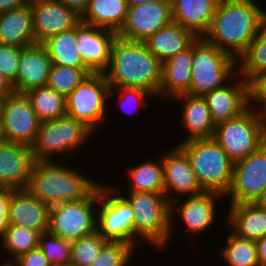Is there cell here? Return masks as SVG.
<instances>
[{
    "label": "cell",
    "mask_w": 266,
    "mask_h": 266,
    "mask_svg": "<svg viewBox=\"0 0 266 266\" xmlns=\"http://www.w3.org/2000/svg\"><path fill=\"white\" fill-rule=\"evenodd\" d=\"M257 0H219L203 38L238 59L266 23V8Z\"/></svg>",
    "instance_id": "6da1fadb"
},
{
    "label": "cell",
    "mask_w": 266,
    "mask_h": 266,
    "mask_svg": "<svg viewBox=\"0 0 266 266\" xmlns=\"http://www.w3.org/2000/svg\"><path fill=\"white\" fill-rule=\"evenodd\" d=\"M161 71L162 62L144 42L117 36L112 45L109 65L103 74L110 88H140L158 99Z\"/></svg>",
    "instance_id": "7a4b0ae2"
},
{
    "label": "cell",
    "mask_w": 266,
    "mask_h": 266,
    "mask_svg": "<svg viewBox=\"0 0 266 266\" xmlns=\"http://www.w3.org/2000/svg\"><path fill=\"white\" fill-rule=\"evenodd\" d=\"M63 161H35L26 187L34 197L49 206L82 200L103 180L101 177L97 181V177L93 178L92 174L89 177L78 166L74 167Z\"/></svg>",
    "instance_id": "3957f363"
},
{
    "label": "cell",
    "mask_w": 266,
    "mask_h": 266,
    "mask_svg": "<svg viewBox=\"0 0 266 266\" xmlns=\"http://www.w3.org/2000/svg\"><path fill=\"white\" fill-rule=\"evenodd\" d=\"M119 193L134 212V239L143 247L148 244L150 248H155L158 253L159 250L169 251L170 202L165 193Z\"/></svg>",
    "instance_id": "277c9868"
},
{
    "label": "cell",
    "mask_w": 266,
    "mask_h": 266,
    "mask_svg": "<svg viewBox=\"0 0 266 266\" xmlns=\"http://www.w3.org/2000/svg\"><path fill=\"white\" fill-rule=\"evenodd\" d=\"M189 157L197 181L204 191L226 196L233 180L234 161L211 138H196L179 143Z\"/></svg>",
    "instance_id": "5b68a950"
},
{
    "label": "cell",
    "mask_w": 266,
    "mask_h": 266,
    "mask_svg": "<svg viewBox=\"0 0 266 266\" xmlns=\"http://www.w3.org/2000/svg\"><path fill=\"white\" fill-rule=\"evenodd\" d=\"M94 135L83 123L68 115L41 122L31 145L34 160L59 161L57 158L62 156L64 159L68 155L75 156L76 152L87 147L86 143L88 140L90 143Z\"/></svg>",
    "instance_id": "8992f818"
},
{
    "label": "cell",
    "mask_w": 266,
    "mask_h": 266,
    "mask_svg": "<svg viewBox=\"0 0 266 266\" xmlns=\"http://www.w3.org/2000/svg\"><path fill=\"white\" fill-rule=\"evenodd\" d=\"M238 74L237 59L199 37L193 43L191 85L188 94L205 96Z\"/></svg>",
    "instance_id": "52a82bcc"
},
{
    "label": "cell",
    "mask_w": 266,
    "mask_h": 266,
    "mask_svg": "<svg viewBox=\"0 0 266 266\" xmlns=\"http://www.w3.org/2000/svg\"><path fill=\"white\" fill-rule=\"evenodd\" d=\"M212 138L234 162L246 158L266 142V116L249 107L241 115L216 124Z\"/></svg>",
    "instance_id": "ba28073f"
},
{
    "label": "cell",
    "mask_w": 266,
    "mask_h": 266,
    "mask_svg": "<svg viewBox=\"0 0 266 266\" xmlns=\"http://www.w3.org/2000/svg\"><path fill=\"white\" fill-rule=\"evenodd\" d=\"M109 90L110 85L103 73L87 75L80 85L66 96V115L83 123L96 134L100 127H104L103 123L109 121Z\"/></svg>",
    "instance_id": "9c48e42d"
},
{
    "label": "cell",
    "mask_w": 266,
    "mask_h": 266,
    "mask_svg": "<svg viewBox=\"0 0 266 266\" xmlns=\"http://www.w3.org/2000/svg\"><path fill=\"white\" fill-rule=\"evenodd\" d=\"M113 182L99 184L97 232L109 241L127 242L143 253L134 239V212L129 202L113 187Z\"/></svg>",
    "instance_id": "30bf717a"
},
{
    "label": "cell",
    "mask_w": 266,
    "mask_h": 266,
    "mask_svg": "<svg viewBox=\"0 0 266 266\" xmlns=\"http://www.w3.org/2000/svg\"><path fill=\"white\" fill-rule=\"evenodd\" d=\"M99 185L84 199L50 206L49 229L67 241H75L97 231Z\"/></svg>",
    "instance_id": "8fae6325"
},
{
    "label": "cell",
    "mask_w": 266,
    "mask_h": 266,
    "mask_svg": "<svg viewBox=\"0 0 266 266\" xmlns=\"http://www.w3.org/2000/svg\"><path fill=\"white\" fill-rule=\"evenodd\" d=\"M183 198L173 200L170 203V244L174 241L172 237H174L177 231L175 228H178L179 223V227L184 226L186 233H191H188L190 236H187L190 239L191 236L192 239L198 238V235H202L201 233L204 234L207 230L213 229L212 226L215 223L219 224L215 218L218 217L217 211L220 212V208L217 209L216 207H219L220 199L225 200V196L213 191H204L201 194ZM178 220L180 221L178 222Z\"/></svg>",
    "instance_id": "7c38bea8"
},
{
    "label": "cell",
    "mask_w": 266,
    "mask_h": 266,
    "mask_svg": "<svg viewBox=\"0 0 266 266\" xmlns=\"http://www.w3.org/2000/svg\"><path fill=\"white\" fill-rule=\"evenodd\" d=\"M265 188L266 142L246 158L234 162L232 185L225 200L229 204L253 203Z\"/></svg>",
    "instance_id": "4fadbf2b"
},
{
    "label": "cell",
    "mask_w": 266,
    "mask_h": 266,
    "mask_svg": "<svg viewBox=\"0 0 266 266\" xmlns=\"http://www.w3.org/2000/svg\"><path fill=\"white\" fill-rule=\"evenodd\" d=\"M0 119L7 142L33 144L41 122L25 94L14 92L5 98Z\"/></svg>",
    "instance_id": "5bb4252c"
},
{
    "label": "cell",
    "mask_w": 266,
    "mask_h": 266,
    "mask_svg": "<svg viewBox=\"0 0 266 266\" xmlns=\"http://www.w3.org/2000/svg\"><path fill=\"white\" fill-rule=\"evenodd\" d=\"M173 21L170 0L128 6V12L118 37L144 42L158 29Z\"/></svg>",
    "instance_id": "9a60e30c"
},
{
    "label": "cell",
    "mask_w": 266,
    "mask_h": 266,
    "mask_svg": "<svg viewBox=\"0 0 266 266\" xmlns=\"http://www.w3.org/2000/svg\"><path fill=\"white\" fill-rule=\"evenodd\" d=\"M162 154L164 193L170 203L181 197L204 192L197 181L189 157L178 145L173 144L170 149L167 147Z\"/></svg>",
    "instance_id": "2e32d148"
},
{
    "label": "cell",
    "mask_w": 266,
    "mask_h": 266,
    "mask_svg": "<svg viewBox=\"0 0 266 266\" xmlns=\"http://www.w3.org/2000/svg\"><path fill=\"white\" fill-rule=\"evenodd\" d=\"M36 44L75 27L81 18L61 0H29Z\"/></svg>",
    "instance_id": "e0dca14e"
},
{
    "label": "cell",
    "mask_w": 266,
    "mask_h": 266,
    "mask_svg": "<svg viewBox=\"0 0 266 266\" xmlns=\"http://www.w3.org/2000/svg\"><path fill=\"white\" fill-rule=\"evenodd\" d=\"M113 30L85 24L76 25L78 51L93 73H103L110 62L112 45L117 38Z\"/></svg>",
    "instance_id": "ac0fdd59"
},
{
    "label": "cell",
    "mask_w": 266,
    "mask_h": 266,
    "mask_svg": "<svg viewBox=\"0 0 266 266\" xmlns=\"http://www.w3.org/2000/svg\"><path fill=\"white\" fill-rule=\"evenodd\" d=\"M34 164L31 146L7 141L0 144V188L26 189Z\"/></svg>",
    "instance_id": "d6986e66"
},
{
    "label": "cell",
    "mask_w": 266,
    "mask_h": 266,
    "mask_svg": "<svg viewBox=\"0 0 266 266\" xmlns=\"http://www.w3.org/2000/svg\"><path fill=\"white\" fill-rule=\"evenodd\" d=\"M213 122L218 124L241 115L250 107L249 83L237 74L223 87L205 96Z\"/></svg>",
    "instance_id": "ffe728a7"
},
{
    "label": "cell",
    "mask_w": 266,
    "mask_h": 266,
    "mask_svg": "<svg viewBox=\"0 0 266 266\" xmlns=\"http://www.w3.org/2000/svg\"><path fill=\"white\" fill-rule=\"evenodd\" d=\"M176 99V100H175ZM173 102L181 105L180 124L184 129V137L180 141L176 140V145L184 141L196 138L213 137L216 124L213 122L211 112L204 96H195L188 93L180 94L172 98ZM179 102H178V101ZM186 132V133H185ZM186 135V136H185Z\"/></svg>",
    "instance_id": "44dd1931"
},
{
    "label": "cell",
    "mask_w": 266,
    "mask_h": 266,
    "mask_svg": "<svg viewBox=\"0 0 266 266\" xmlns=\"http://www.w3.org/2000/svg\"><path fill=\"white\" fill-rule=\"evenodd\" d=\"M52 61L42 44L25 47L21 51L15 81L12 83L15 93L46 86Z\"/></svg>",
    "instance_id": "7402d4cb"
},
{
    "label": "cell",
    "mask_w": 266,
    "mask_h": 266,
    "mask_svg": "<svg viewBox=\"0 0 266 266\" xmlns=\"http://www.w3.org/2000/svg\"><path fill=\"white\" fill-rule=\"evenodd\" d=\"M49 214L50 206L34 197L27 189H10L9 224L42 234L49 229Z\"/></svg>",
    "instance_id": "603a6c76"
},
{
    "label": "cell",
    "mask_w": 266,
    "mask_h": 266,
    "mask_svg": "<svg viewBox=\"0 0 266 266\" xmlns=\"http://www.w3.org/2000/svg\"><path fill=\"white\" fill-rule=\"evenodd\" d=\"M193 44L162 63L158 100L174 98L190 90Z\"/></svg>",
    "instance_id": "cb8c5ba5"
},
{
    "label": "cell",
    "mask_w": 266,
    "mask_h": 266,
    "mask_svg": "<svg viewBox=\"0 0 266 266\" xmlns=\"http://www.w3.org/2000/svg\"><path fill=\"white\" fill-rule=\"evenodd\" d=\"M173 21L198 38L210 29L219 0H170Z\"/></svg>",
    "instance_id": "d4e9b609"
},
{
    "label": "cell",
    "mask_w": 266,
    "mask_h": 266,
    "mask_svg": "<svg viewBox=\"0 0 266 266\" xmlns=\"http://www.w3.org/2000/svg\"><path fill=\"white\" fill-rule=\"evenodd\" d=\"M0 44L22 48L36 44L30 3L0 13Z\"/></svg>",
    "instance_id": "484cf974"
},
{
    "label": "cell",
    "mask_w": 266,
    "mask_h": 266,
    "mask_svg": "<svg viewBox=\"0 0 266 266\" xmlns=\"http://www.w3.org/2000/svg\"><path fill=\"white\" fill-rule=\"evenodd\" d=\"M229 205V206H228ZM224 218L231 231L248 240L258 241L266 236V210L253 203L228 204ZM227 222V223H226Z\"/></svg>",
    "instance_id": "4316f807"
},
{
    "label": "cell",
    "mask_w": 266,
    "mask_h": 266,
    "mask_svg": "<svg viewBox=\"0 0 266 266\" xmlns=\"http://www.w3.org/2000/svg\"><path fill=\"white\" fill-rule=\"evenodd\" d=\"M197 39L192 31L172 21L158 29L144 43L163 63L189 48Z\"/></svg>",
    "instance_id": "83f0119b"
},
{
    "label": "cell",
    "mask_w": 266,
    "mask_h": 266,
    "mask_svg": "<svg viewBox=\"0 0 266 266\" xmlns=\"http://www.w3.org/2000/svg\"><path fill=\"white\" fill-rule=\"evenodd\" d=\"M144 162L129 166L125 168L127 184L124 188L123 184L120 186H113L118 192H151V193H164V175H163V165H162V154L159 157L153 159L147 158ZM128 187V189H127ZM121 188H123L121 190Z\"/></svg>",
    "instance_id": "f1b7e54d"
},
{
    "label": "cell",
    "mask_w": 266,
    "mask_h": 266,
    "mask_svg": "<svg viewBox=\"0 0 266 266\" xmlns=\"http://www.w3.org/2000/svg\"><path fill=\"white\" fill-rule=\"evenodd\" d=\"M127 12L126 0H91L81 21L117 33L125 22Z\"/></svg>",
    "instance_id": "f546056e"
},
{
    "label": "cell",
    "mask_w": 266,
    "mask_h": 266,
    "mask_svg": "<svg viewBox=\"0 0 266 266\" xmlns=\"http://www.w3.org/2000/svg\"><path fill=\"white\" fill-rule=\"evenodd\" d=\"M42 45L53 64L82 68L88 75L93 73L85 64L78 51L76 41V26L62 31L45 40Z\"/></svg>",
    "instance_id": "4dcf8cb0"
},
{
    "label": "cell",
    "mask_w": 266,
    "mask_h": 266,
    "mask_svg": "<svg viewBox=\"0 0 266 266\" xmlns=\"http://www.w3.org/2000/svg\"><path fill=\"white\" fill-rule=\"evenodd\" d=\"M39 237L40 233L35 230L9 224L0 240V258L4 256V259L0 261V266H9L19 256L37 248Z\"/></svg>",
    "instance_id": "1f68e13d"
},
{
    "label": "cell",
    "mask_w": 266,
    "mask_h": 266,
    "mask_svg": "<svg viewBox=\"0 0 266 266\" xmlns=\"http://www.w3.org/2000/svg\"><path fill=\"white\" fill-rule=\"evenodd\" d=\"M40 122L54 120L66 115V97L54 89L41 86L24 93Z\"/></svg>",
    "instance_id": "d6a6232c"
},
{
    "label": "cell",
    "mask_w": 266,
    "mask_h": 266,
    "mask_svg": "<svg viewBox=\"0 0 266 266\" xmlns=\"http://www.w3.org/2000/svg\"><path fill=\"white\" fill-rule=\"evenodd\" d=\"M238 74L248 83L257 75L266 72V23L237 59Z\"/></svg>",
    "instance_id": "836d02e7"
},
{
    "label": "cell",
    "mask_w": 266,
    "mask_h": 266,
    "mask_svg": "<svg viewBox=\"0 0 266 266\" xmlns=\"http://www.w3.org/2000/svg\"><path fill=\"white\" fill-rule=\"evenodd\" d=\"M226 235L225 245L217 253L225 266H259L256 241L241 238L232 231Z\"/></svg>",
    "instance_id": "e575fe53"
},
{
    "label": "cell",
    "mask_w": 266,
    "mask_h": 266,
    "mask_svg": "<svg viewBox=\"0 0 266 266\" xmlns=\"http://www.w3.org/2000/svg\"><path fill=\"white\" fill-rule=\"evenodd\" d=\"M138 253L139 251L127 242L109 241L89 266H132L137 262L135 256Z\"/></svg>",
    "instance_id": "d590c367"
},
{
    "label": "cell",
    "mask_w": 266,
    "mask_h": 266,
    "mask_svg": "<svg viewBox=\"0 0 266 266\" xmlns=\"http://www.w3.org/2000/svg\"><path fill=\"white\" fill-rule=\"evenodd\" d=\"M108 242L97 231L72 241L70 266H89Z\"/></svg>",
    "instance_id": "8d00e7d4"
},
{
    "label": "cell",
    "mask_w": 266,
    "mask_h": 266,
    "mask_svg": "<svg viewBox=\"0 0 266 266\" xmlns=\"http://www.w3.org/2000/svg\"><path fill=\"white\" fill-rule=\"evenodd\" d=\"M113 96L115 97L114 100ZM111 99L115 102L113 105L116 106L115 107L116 109L121 107L122 109L121 112H126V114L129 115L133 114L134 111H135L134 114L135 113L137 114L141 109L143 108L146 109L147 107H149L150 103L148 102L156 100L155 97L146 90L140 88H128V87L110 88L109 103L113 102L110 101Z\"/></svg>",
    "instance_id": "74e56055"
},
{
    "label": "cell",
    "mask_w": 266,
    "mask_h": 266,
    "mask_svg": "<svg viewBox=\"0 0 266 266\" xmlns=\"http://www.w3.org/2000/svg\"><path fill=\"white\" fill-rule=\"evenodd\" d=\"M87 75L82 68L52 63L47 86L66 97L80 85Z\"/></svg>",
    "instance_id": "f35d334b"
},
{
    "label": "cell",
    "mask_w": 266,
    "mask_h": 266,
    "mask_svg": "<svg viewBox=\"0 0 266 266\" xmlns=\"http://www.w3.org/2000/svg\"><path fill=\"white\" fill-rule=\"evenodd\" d=\"M38 247L50 264L70 265L71 242L51 232L40 234Z\"/></svg>",
    "instance_id": "ab89813d"
},
{
    "label": "cell",
    "mask_w": 266,
    "mask_h": 266,
    "mask_svg": "<svg viewBox=\"0 0 266 266\" xmlns=\"http://www.w3.org/2000/svg\"><path fill=\"white\" fill-rule=\"evenodd\" d=\"M22 47L0 44V73L13 83L16 79Z\"/></svg>",
    "instance_id": "60d3db41"
},
{
    "label": "cell",
    "mask_w": 266,
    "mask_h": 266,
    "mask_svg": "<svg viewBox=\"0 0 266 266\" xmlns=\"http://www.w3.org/2000/svg\"><path fill=\"white\" fill-rule=\"evenodd\" d=\"M250 107L266 116V72L249 82Z\"/></svg>",
    "instance_id": "b9f144b4"
},
{
    "label": "cell",
    "mask_w": 266,
    "mask_h": 266,
    "mask_svg": "<svg viewBox=\"0 0 266 266\" xmlns=\"http://www.w3.org/2000/svg\"><path fill=\"white\" fill-rule=\"evenodd\" d=\"M50 263L39 247L19 256L9 266H49Z\"/></svg>",
    "instance_id": "7bdbcfd3"
},
{
    "label": "cell",
    "mask_w": 266,
    "mask_h": 266,
    "mask_svg": "<svg viewBox=\"0 0 266 266\" xmlns=\"http://www.w3.org/2000/svg\"><path fill=\"white\" fill-rule=\"evenodd\" d=\"M10 189L0 188V240L3 238L6 229L9 226Z\"/></svg>",
    "instance_id": "ee69618b"
},
{
    "label": "cell",
    "mask_w": 266,
    "mask_h": 266,
    "mask_svg": "<svg viewBox=\"0 0 266 266\" xmlns=\"http://www.w3.org/2000/svg\"><path fill=\"white\" fill-rule=\"evenodd\" d=\"M80 18L86 13L91 0H61Z\"/></svg>",
    "instance_id": "f6af8a7d"
},
{
    "label": "cell",
    "mask_w": 266,
    "mask_h": 266,
    "mask_svg": "<svg viewBox=\"0 0 266 266\" xmlns=\"http://www.w3.org/2000/svg\"><path fill=\"white\" fill-rule=\"evenodd\" d=\"M13 93L12 83L0 73V99L4 100Z\"/></svg>",
    "instance_id": "bcb514c9"
},
{
    "label": "cell",
    "mask_w": 266,
    "mask_h": 266,
    "mask_svg": "<svg viewBox=\"0 0 266 266\" xmlns=\"http://www.w3.org/2000/svg\"><path fill=\"white\" fill-rule=\"evenodd\" d=\"M29 0H0V13L28 4Z\"/></svg>",
    "instance_id": "7dc6e473"
},
{
    "label": "cell",
    "mask_w": 266,
    "mask_h": 266,
    "mask_svg": "<svg viewBox=\"0 0 266 266\" xmlns=\"http://www.w3.org/2000/svg\"><path fill=\"white\" fill-rule=\"evenodd\" d=\"M259 266H266V236L256 241Z\"/></svg>",
    "instance_id": "c3c4849f"
},
{
    "label": "cell",
    "mask_w": 266,
    "mask_h": 266,
    "mask_svg": "<svg viewBox=\"0 0 266 266\" xmlns=\"http://www.w3.org/2000/svg\"><path fill=\"white\" fill-rule=\"evenodd\" d=\"M259 208L266 210V188L261 192V194L253 202Z\"/></svg>",
    "instance_id": "681fc988"
},
{
    "label": "cell",
    "mask_w": 266,
    "mask_h": 266,
    "mask_svg": "<svg viewBox=\"0 0 266 266\" xmlns=\"http://www.w3.org/2000/svg\"><path fill=\"white\" fill-rule=\"evenodd\" d=\"M128 6H136V5H140V4H147L150 2H156V1H160V0H126Z\"/></svg>",
    "instance_id": "f907efd6"
},
{
    "label": "cell",
    "mask_w": 266,
    "mask_h": 266,
    "mask_svg": "<svg viewBox=\"0 0 266 266\" xmlns=\"http://www.w3.org/2000/svg\"><path fill=\"white\" fill-rule=\"evenodd\" d=\"M6 142V139H5V135H4V132H3V127H2V122H1V119H0V144Z\"/></svg>",
    "instance_id": "816d5d0a"
},
{
    "label": "cell",
    "mask_w": 266,
    "mask_h": 266,
    "mask_svg": "<svg viewBox=\"0 0 266 266\" xmlns=\"http://www.w3.org/2000/svg\"><path fill=\"white\" fill-rule=\"evenodd\" d=\"M49 266H70V265H64V264H50Z\"/></svg>",
    "instance_id": "f5cc1de1"
},
{
    "label": "cell",
    "mask_w": 266,
    "mask_h": 266,
    "mask_svg": "<svg viewBox=\"0 0 266 266\" xmlns=\"http://www.w3.org/2000/svg\"><path fill=\"white\" fill-rule=\"evenodd\" d=\"M2 99H0V113H1V105H2Z\"/></svg>",
    "instance_id": "db71d44e"
}]
</instances>
